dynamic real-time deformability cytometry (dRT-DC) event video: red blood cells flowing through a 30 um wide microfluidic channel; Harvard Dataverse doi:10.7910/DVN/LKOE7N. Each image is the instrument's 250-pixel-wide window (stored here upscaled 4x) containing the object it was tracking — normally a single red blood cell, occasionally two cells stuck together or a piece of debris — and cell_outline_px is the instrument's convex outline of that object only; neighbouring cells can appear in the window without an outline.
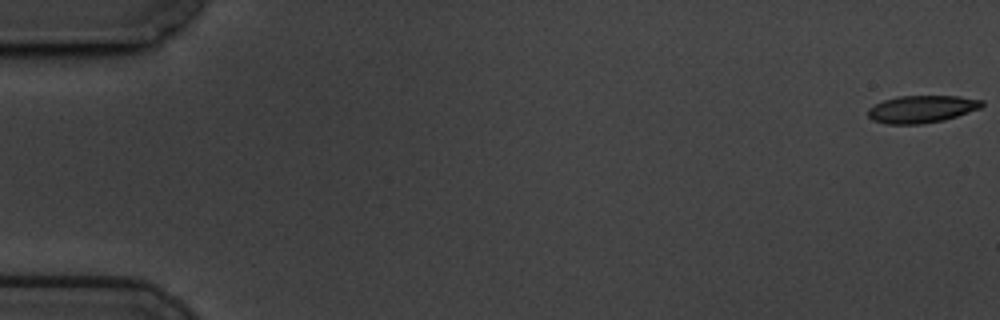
{"species": "common noctule bat (a hibernating species)", "species_latin": "Nyctalus noctula", "temperature_condition": "cold", "stored_images_in_passage": 59, "camera_frame_rate_fps": 3000, "um_per_image_px": 0.085, "animal": {"sex": "male", "body_mass_g": 19.5, "forearm_length_mm": 54.6}, "frame": {"image": 1, "passage_image": 1, "time_ms": 0.0, "image_size_px": [1000, 320], "cell_outline_px": [[984, 104], [980, 108], [944, 120], [920, 124], [884, 124], [872, 120], [868, 116], [868, 108], [884, 100], [896, 96], [960, 96], [984, 100]], "centroid_in_image_um": [78.33, 9.27], "position_along_channel_um": 6.7, "area_um2": 18.21}}
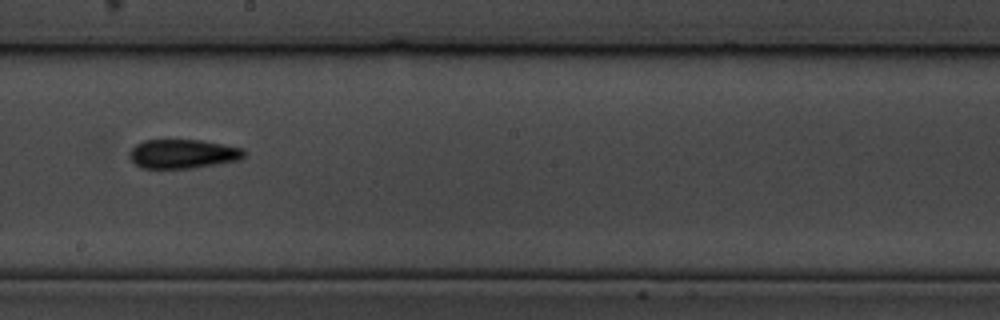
{"frame": {"image": 2, "passage_image": 34, "time_ms": 11.0, "image_size_px": [1000, 320], "cell_outline_px": [[244, 156], [240, 160], [192, 168], [140, 168], [128, 156], [128, 152], [136, 144], [144, 140], [200, 140], [244, 148]], "centroid_in_image_um": [15.52, 13.08], "position_along_channel_um": 232.7, "area_um2": 19.42}}
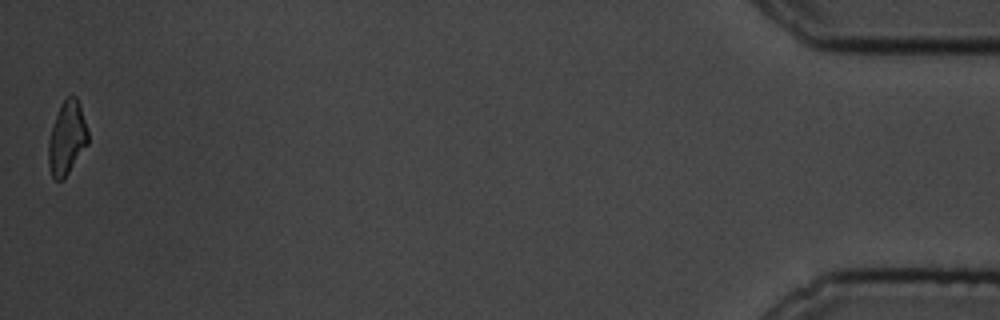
{"frame": {"image": 3, "passage_image": 59, "time_ms": 19.333, "image_size_px": [1000, 320], "cell_outline_px": [[88, 144], [64, 180], [56, 180], [52, 176], [48, 164], [48, 140], [60, 104], [68, 96], [76, 96], [80, 104], [88, 132]], "centroid_in_image_um": [5.69, 11.76], "position_along_channel_um": 429.5, "area_um2": 16.94}, "authors_computed_cell_mechanics": {"area_um2": 18.7272, "velocity_mm_per_s": 3.442, "shape_relaxation_time_tau1_ms": 6.1503, "shape_relaxation_time_tau2_ms": 3.5166, "deformation_change_tau1": 0.1538, "deformation_change_tau2": 0.107}}